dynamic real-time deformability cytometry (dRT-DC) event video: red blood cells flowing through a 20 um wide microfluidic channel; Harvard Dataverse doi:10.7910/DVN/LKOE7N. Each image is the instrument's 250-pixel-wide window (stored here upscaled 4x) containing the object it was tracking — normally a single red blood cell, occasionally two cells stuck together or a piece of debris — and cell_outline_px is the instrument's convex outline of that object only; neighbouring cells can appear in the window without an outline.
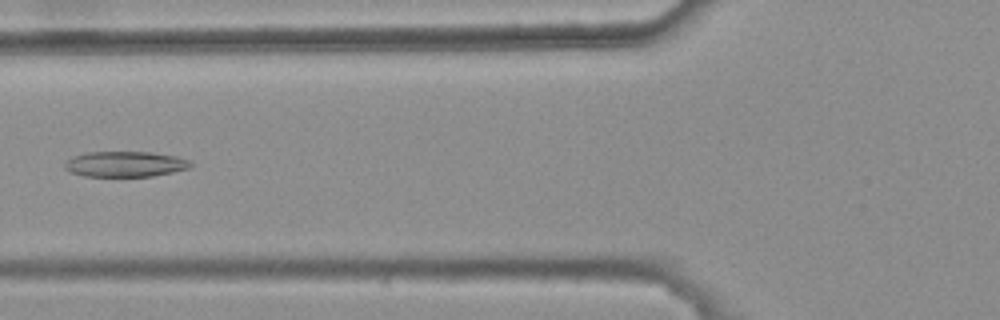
{"species": "common noctule bat (a hibernating species)", "species_latin": "Nyctalus noctula", "temperature_condition": "warm", "stored_images_in_passage": 2, "camera_frame_rate_fps": 3000, "um_per_image_px": 0.085, "animal": {"sex": "female", "body_mass_g": 25.1}, "frame": {"image": 1, "passage_image": 2, "time_ms": 0.333, "image_size_px": [1000, 320], "cell_outline_px": [[196, 164], [188, 168], [172, 172], [152, 176], [84, 176], [72, 172], [64, 168], [64, 164], [72, 156], [88, 152], [152, 152], [176, 156], [192, 160]], "centroid_in_image_um": [10.69, 13.94], "position_along_channel_um": 115.1, "area_um2": 18.79}}